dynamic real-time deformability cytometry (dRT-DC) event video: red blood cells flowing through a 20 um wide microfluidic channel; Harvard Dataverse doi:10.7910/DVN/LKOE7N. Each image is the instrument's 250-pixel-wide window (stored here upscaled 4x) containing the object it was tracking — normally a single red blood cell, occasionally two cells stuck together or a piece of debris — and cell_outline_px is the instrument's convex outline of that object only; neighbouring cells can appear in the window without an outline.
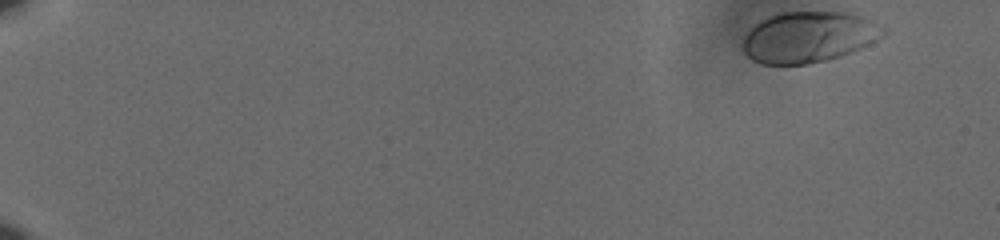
{"species": "human", "species_latin": "Homo sapiens", "temperature_condition": "cold", "stored_images_in_passage": 56, "camera_frame_rate_fps": 3000, "um_per_image_px": 0.085, "donor": {"sex": "male"}, "frame": {"image": 1, "passage_image": 1, "time_ms": 0.0, "image_size_px": [1000, 240], "cell_outline_px": [[888, 32], [884, 36], [852, 52], [828, 60], [808, 64], [760, 64], [752, 60], [744, 52], [744, 40], [748, 32], [760, 20], [768, 16], [784, 12], [840, 12], [860, 16], [888, 28]], "centroid_in_image_um": [68.77, 3.15], "position_along_channel_um": 16.2, "area_um2": 41.56}}
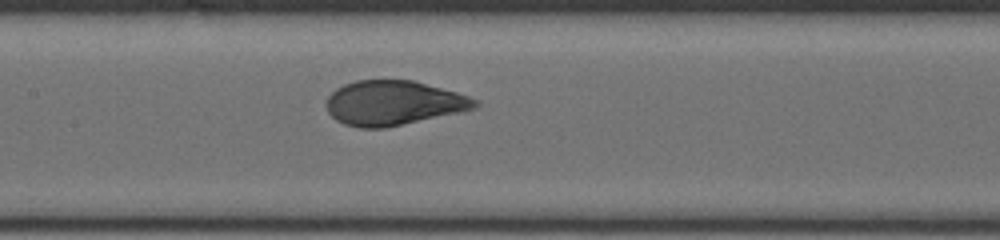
{"frame": {"image": 2, "passage_image": 29, "time_ms": 9.333, "image_size_px": [1000, 240], "cell_outline_px": [[480, 104], [472, 108], [456, 112], [384, 128], [360, 128], [344, 124], [336, 120], [328, 112], [324, 104], [328, 96], [336, 88], [344, 84], [356, 80], [412, 80], [456, 92], [468, 96], [476, 100]], "centroid_in_image_um": [33.35, 8.74], "position_along_channel_um": 174.0, "area_um2": 38.15}}
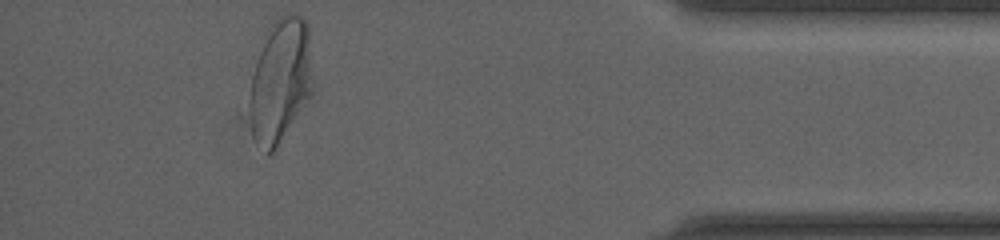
{"frame": {"image": 3, "passage_image": 52, "time_ms": 17.0, "image_size_px": [1000, 240], "cell_outline_px": [[316, 88], [312, 96], [272, 152], [268, 152], [252, 136], [248, 104], [252, 76], [260, 52], [272, 24], [280, 16], [292, 12], [300, 16], [308, 24]], "centroid_in_image_um": [23.9, 6.83], "position_along_channel_um": 411.3, "area_um2": 45.84}, "authors_computed_cell_mechanics": {"area_um2": 39.7086, "velocity_mm_per_s": 3.5759, "shape_relaxation_time_tau1_ms": 3.5507, "shape_relaxation_time_tau2_ms": null, "deformation_change_tau1": 0.1645, "deformation_change_tau2": null}}